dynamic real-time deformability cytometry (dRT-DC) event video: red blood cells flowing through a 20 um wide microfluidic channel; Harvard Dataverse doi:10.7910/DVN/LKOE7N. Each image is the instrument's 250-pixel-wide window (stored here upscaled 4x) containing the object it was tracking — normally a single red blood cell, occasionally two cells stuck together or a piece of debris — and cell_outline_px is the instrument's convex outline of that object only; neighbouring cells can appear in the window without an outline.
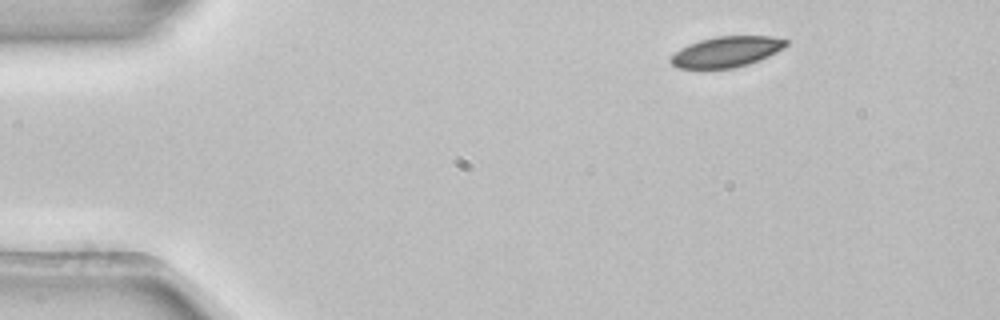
{"species": "common noctule bat (a hibernating species)", "species_latin": "Nyctalus noctula", "temperature_condition": "room temperature", "stored_images_in_passage": 3, "camera_frame_rate_fps": 3000, "um_per_image_px": 0.085, "animal": {"sex": "female", "body_mass_g": 22.7, "forearm_length_mm": 54.2}, "frame": {"image": 1, "passage_image": 1, "time_ms": 0.0, "image_size_px": [1000, 320], "cell_outline_px": [[788, 44], [784, 48], [760, 60], [748, 64], [732, 68], [680, 68], [672, 64], [668, 60], [680, 48], [688, 44], [700, 40], [716, 36], [772, 36], [788, 40]], "centroid_in_image_um": [61.77, 4.39], "position_along_channel_um": 23.2, "area_um2": 20.52}}
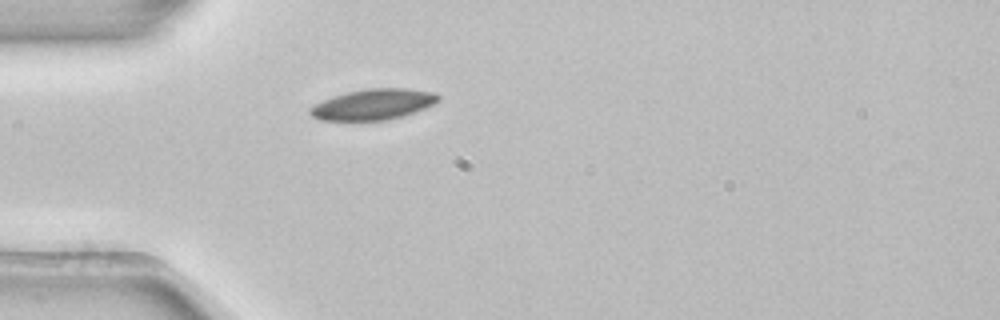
{"frame": {"image": 2, "passage_image": 3, "time_ms": 0.667, "image_size_px": [1000, 320], "cell_outline_px": [[440, 100], [424, 108], [404, 116], [384, 120], [320, 120], [312, 116], [308, 112], [308, 108], [332, 96], [348, 92], [368, 88], [408, 88], [432, 92], [440, 96]], "centroid_in_image_um": [31.72, 8.87], "position_along_channel_um": 53.3, "area_um2": 22.83}}